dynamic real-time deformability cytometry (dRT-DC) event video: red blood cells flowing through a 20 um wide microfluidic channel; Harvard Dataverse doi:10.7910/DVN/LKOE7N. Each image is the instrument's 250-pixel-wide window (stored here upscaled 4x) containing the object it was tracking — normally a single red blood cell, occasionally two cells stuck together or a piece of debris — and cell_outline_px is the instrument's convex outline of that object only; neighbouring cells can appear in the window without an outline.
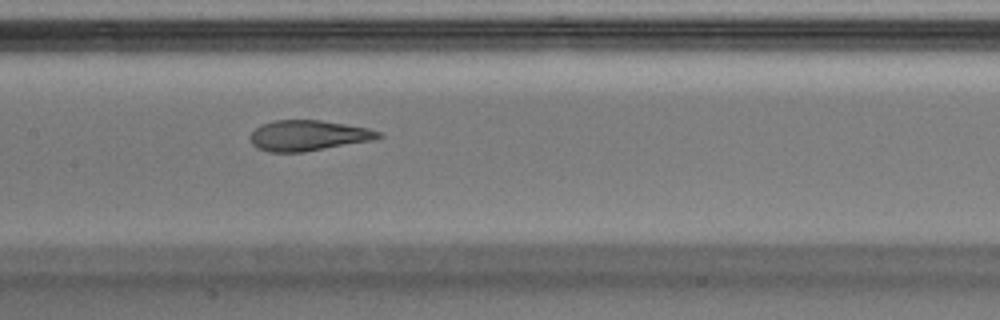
{"species": "Egyptian fruit bat (a non-hibernating species)", "species_latin": "Rousettus aegyptiacus", "temperature_condition": "warm", "stored_images_in_passage": 40, "camera_frame_rate_fps": 3000, "um_per_image_px": 0.085, "animal": {"sex": "male"}, "frame": {"image": 1, "passage_image": 23, "time_ms": 7.333, "image_size_px": [1000, 320], "cell_outline_px": [[384, 136], [372, 140], [304, 152], [268, 152], [256, 148], [252, 144], [248, 136], [260, 124], [272, 120], [320, 120], [368, 128], [380, 132]], "centroid_in_image_um": [26.14, 11.52], "position_along_channel_um": 181.3, "area_um2": 22.89}}